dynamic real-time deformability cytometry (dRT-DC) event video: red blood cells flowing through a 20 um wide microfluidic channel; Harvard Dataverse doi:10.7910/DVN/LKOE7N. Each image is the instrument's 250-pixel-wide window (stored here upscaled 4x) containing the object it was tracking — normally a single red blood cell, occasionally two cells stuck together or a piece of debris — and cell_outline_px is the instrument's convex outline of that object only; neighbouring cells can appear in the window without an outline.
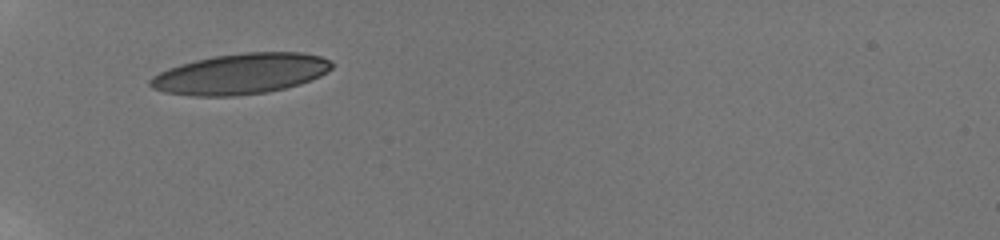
{"species": "human", "species_latin": "Homo sapiens", "temperature_condition": "room temperature", "stored_images_in_passage": 7, "camera_frame_rate_fps": 3000, "um_per_image_px": 0.085, "donor": {"sex": "male"}, "frame": {"image": 1, "passage_image": 1, "time_ms": 0.0, "image_size_px": [1000, 240], "cell_outline_px": [[332, 68], [320, 76], [312, 80], [300, 84], [268, 92], [236, 96], [192, 96], [164, 92], [152, 88], [148, 84], [148, 80], [152, 76], [168, 68], [180, 64], [196, 60], [216, 56], [244, 52], [300, 52], [320, 56], [328, 60], [332, 64]], "centroid_in_image_um": [20.43, 6.28], "position_along_channel_um": 64.6, "area_um2": 43.0}}